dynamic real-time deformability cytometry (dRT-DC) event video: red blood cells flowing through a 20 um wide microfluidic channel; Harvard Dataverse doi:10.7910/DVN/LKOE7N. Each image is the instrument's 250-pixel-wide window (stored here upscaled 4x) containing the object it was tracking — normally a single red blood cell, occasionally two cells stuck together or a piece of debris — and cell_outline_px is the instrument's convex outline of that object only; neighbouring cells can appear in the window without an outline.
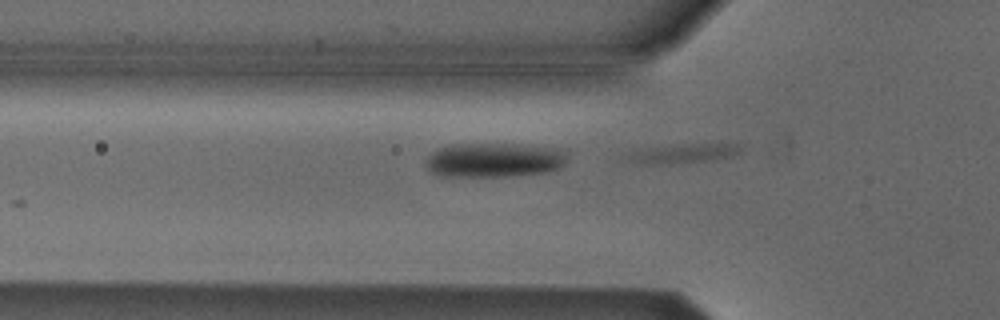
{"species": "Egyptian fruit bat (a non-hibernating species)", "species_latin": "Rousettus aegyptiacus", "temperature_condition": "cold", "stored_images_in_passage": 7, "camera_frame_rate_fps": 3000, "um_per_image_px": 0.085, "animal": {"sex": "male"}, "frame": {"image": 1, "passage_image": 7, "time_ms": 2.0, "image_size_px": [1000, 320], "cell_outline_px": [[744, 148], [740, 152], [732, 156], [716, 160], [668, 164], [640, 164], [628, 160], [624, 156], [632, 152], [652, 148], [688, 144], [740, 144]], "centroid_in_image_um": [58.16, 13.07], "position_along_channel_um": 67.6, "area_um2": 12.6}}